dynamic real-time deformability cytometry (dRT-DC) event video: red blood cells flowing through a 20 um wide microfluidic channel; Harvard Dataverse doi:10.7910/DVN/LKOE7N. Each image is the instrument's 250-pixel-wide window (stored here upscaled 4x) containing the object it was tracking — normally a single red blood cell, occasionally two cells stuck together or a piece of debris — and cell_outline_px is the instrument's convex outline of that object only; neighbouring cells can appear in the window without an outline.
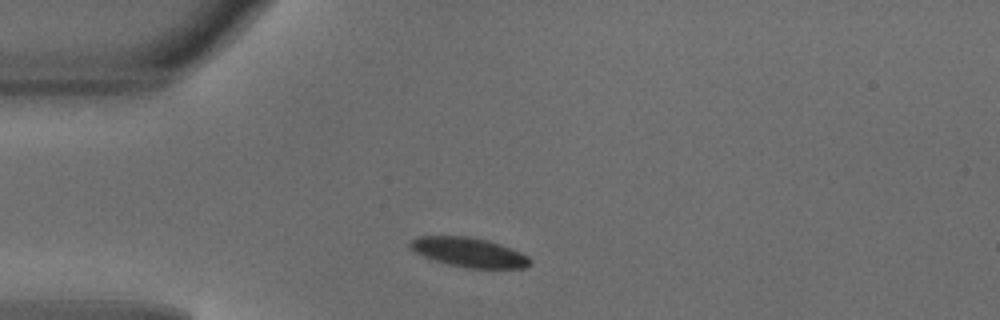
{"species": "common noctule bat (a hibernating species)", "species_latin": "Nyctalus noctula", "temperature_condition": "warm", "stored_images_in_passage": 37, "camera_frame_rate_fps": 3000, "um_per_image_px": 0.085, "animal": {"sex": "male", "body_mass_g": 18.8}, "frame": {"image": 1, "passage_image": 1, "time_ms": 0.0, "image_size_px": [1000, 320], "cell_outline_px": [[532, 264], [524, 268], [468, 268], [448, 264], [424, 256], [416, 252], [408, 244], [416, 236], [468, 236], [488, 240], [500, 244], [520, 252], [528, 256], [532, 260]], "centroid_in_image_um": [39.9, 21.44], "position_along_channel_um": 45.1, "area_um2": 20.46}}
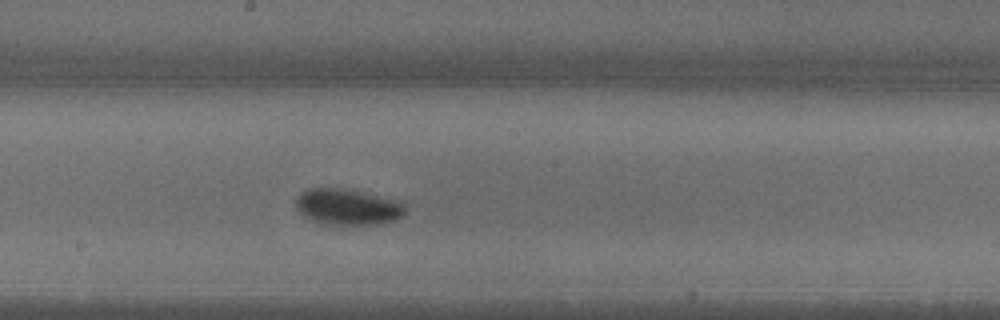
{"frame": {"image": 2, "passage_image": 15, "time_ms": 4.667, "image_size_px": [1000, 320], "cell_outline_px": [[408, 212], [404, 216], [396, 220], [380, 224], [344, 228], [324, 224], [304, 216], [296, 208], [296, 196], [300, 192], [308, 188], [340, 188], [364, 192], [400, 200], [404, 204]], "centroid_in_image_um": [29.6, 17.63], "position_along_channel_um": 218.6, "area_um2": 24.1}}
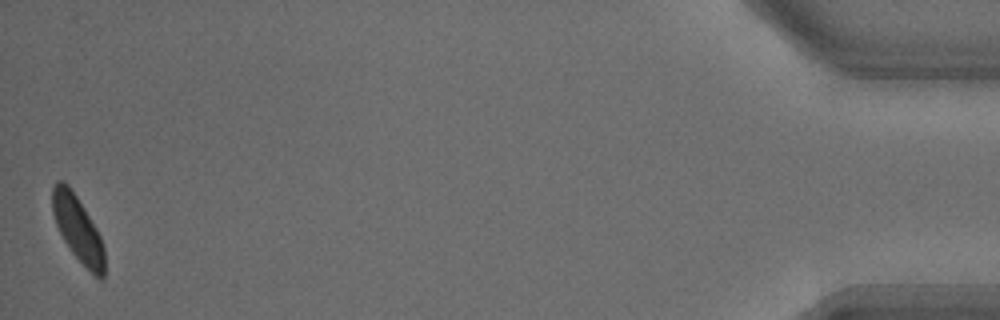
{"frame": {"image": 3, "passage_image": 37, "time_ms": 12.0, "image_size_px": [1000, 320], "cell_outline_px": [[104, 276], [100, 280], [72, 252], [64, 240], [56, 224], [52, 212], [52, 188], [56, 180], [64, 180], [68, 184], [76, 196], [96, 228], [100, 236], [104, 248]], "centroid_in_image_um": [6.59, 19.41], "position_along_channel_um": 428.6, "area_um2": 19.48}, "authors_computed_cell_mechanics": {"area_um2": 21.5016, "velocity_mm_per_s": 4.1088, "shape_relaxation_time_tau1_ms": 1.4803, "shape_relaxation_time_tau2_ms": null, "deformation_change_tau1": 0.096, "deformation_change_tau2": null}}